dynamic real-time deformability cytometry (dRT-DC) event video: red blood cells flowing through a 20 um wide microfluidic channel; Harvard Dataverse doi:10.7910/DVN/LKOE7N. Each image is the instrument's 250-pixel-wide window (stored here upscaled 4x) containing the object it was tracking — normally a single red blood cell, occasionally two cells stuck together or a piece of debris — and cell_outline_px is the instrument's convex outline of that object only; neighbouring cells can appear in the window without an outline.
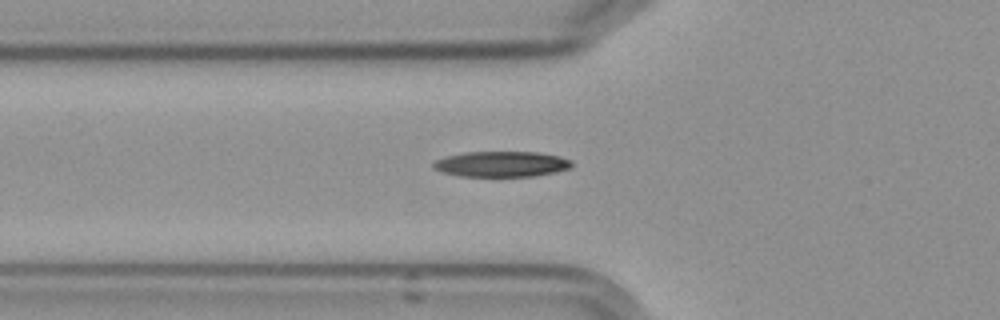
{"species": "Egyptian fruit bat (a non-hibernating species)", "species_latin": "Rousettus aegyptiacus", "temperature_condition": "cold", "stored_images_in_passage": 35, "camera_frame_rate_fps": 3000, "um_per_image_px": 0.085, "frame": {"image": 1, "passage_image": 2, "time_ms": 0.333, "image_size_px": [1000, 320], "cell_outline_px": [[572, 168], [556, 172], [536, 176], [460, 176], [440, 172], [432, 168], [432, 164], [436, 160], [444, 156], [464, 152], [536, 152], [560, 156], [572, 160]], "centroid_in_image_um": [42.62, 13.94], "position_along_channel_um": 83.2, "area_um2": 20.87}}
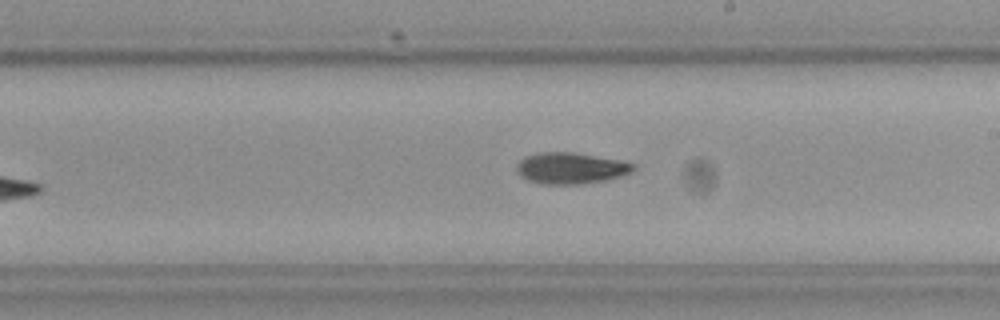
{"frame": {"image": 2, "passage_image": 15, "time_ms": 4.667, "image_size_px": [1000, 320], "cell_outline_px": [[636, 164], [628, 172], [620, 176], [604, 180], [580, 184], [544, 184], [528, 180], [520, 176], [516, 172], [516, 164], [524, 156], [536, 152], [572, 152], [620, 160]], "centroid_in_image_um": [48.43, 14.28], "position_along_channel_um": 240.6, "area_um2": 21.15}}
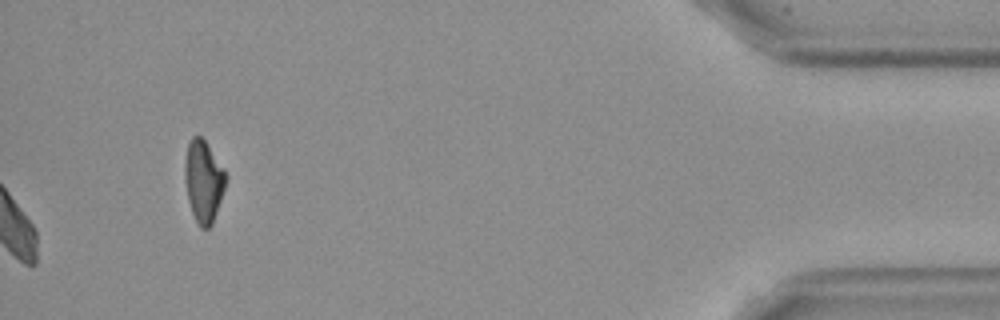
{"frame": {"image": 3, "passage_image": 35, "time_ms": 11.333, "image_size_px": [1000, 320], "cell_outline_px": [[228, 176], [212, 224], [208, 228], [200, 228], [192, 212], [188, 200], [184, 180], [184, 160], [188, 144], [192, 136], [200, 136], [204, 140]], "centroid_in_image_um": [17.27, 15.4], "position_along_channel_um": 417.9, "area_um2": 19.31}, "authors_computed_cell_mechanics": {"area_um2": 20.5768, "velocity_mm_per_s": 3.6032, "shape_relaxation_time_tau1_ms": 7.2565, "shape_relaxation_time_tau2_ms": null, "deformation_change_tau1": 0.2039, "deformation_change_tau2": null}}